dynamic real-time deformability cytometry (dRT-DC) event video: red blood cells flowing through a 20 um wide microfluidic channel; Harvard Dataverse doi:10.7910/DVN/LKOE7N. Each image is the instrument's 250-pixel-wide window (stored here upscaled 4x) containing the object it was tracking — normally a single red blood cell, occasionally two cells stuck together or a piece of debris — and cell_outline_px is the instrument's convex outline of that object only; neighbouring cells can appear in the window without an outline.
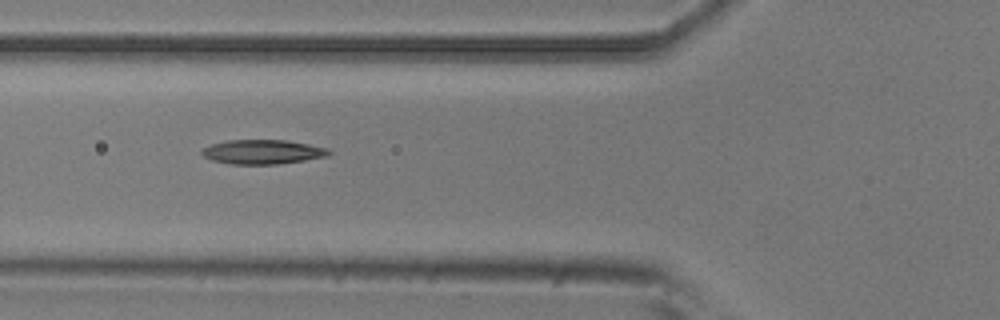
{"species": "common noctule bat (a hibernating species)", "species_latin": "Nyctalus noctula", "temperature_condition": "room temperature", "stored_images_in_passage": 10, "segment_of_instrument_passage": [1, 2], "camera_frame_rate_fps": 3000, "um_per_image_px": 0.085, "animal": {"sex": "male", "body_mass_g": 20.5, "forearm_length_mm": 52.5}, "frame": {"image": 1, "passage_image": 2, "time_ms": 1.0, "image_size_px": [1000, 320], "cell_outline_px": [[332, 152], [328, 156], [304, 160], [276, 164], [228, 164], [212, 160], [204, 156], [200, 152], [204, 148], [212, 144], [228, 140], [288, 140], [328, 148]], "centroid_in_image_um": [22.33, 12.91], "position_along_channel_um": 103.5, "area_um2": 17.98}}
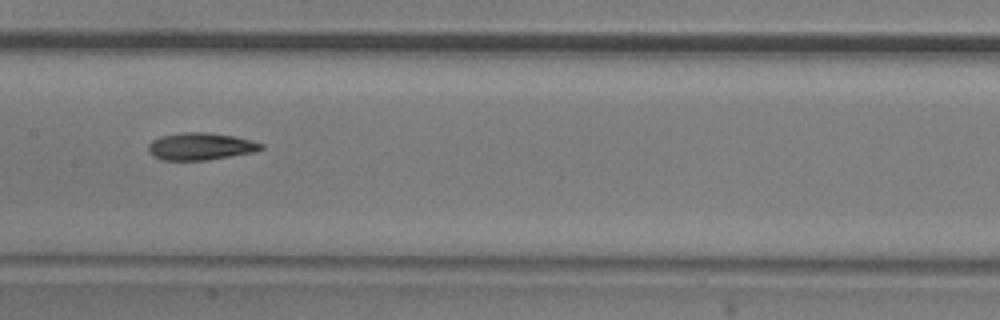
{"frame": {"image": 2, "passage_image": 4, "time_ms": 3.333, "image_size_px": [1000, 320], "cell_outline_px": [[264, 148], [256, 152], [208, 160], [160, 160], [152, 156], [148, 152], [148, 144], [152, 140], [160, 136], [184, 132], [208, 132], [232, 136], [252, 140], [264, 144]], "centroid_in_image_um": [17.04, 12.45], "position_along_channel_um": 190.4, "area_um2": 18.15}}
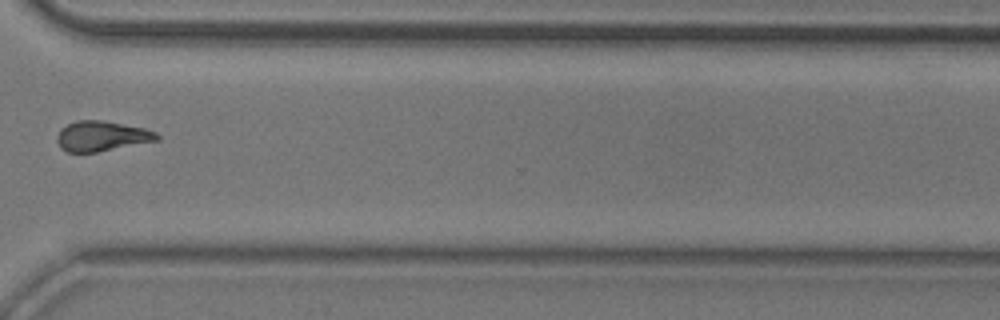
{"frame": {"image": 3, "passage_image": 8, "time_ms": 8.0, "image_size_px": [1000, 320], "cell_outline_px": [[160, 140], [96, 152], [68, 152], [60, 148], [56, 140], [56, 136], [60, 128], [76, 120], [104, 120], [144, 128], [156, 132], [160, 136]], "centroid_in_image_um": [8.63, 11.56], "position_along_channel_um": 362.0, "area_um2": 17.69}}